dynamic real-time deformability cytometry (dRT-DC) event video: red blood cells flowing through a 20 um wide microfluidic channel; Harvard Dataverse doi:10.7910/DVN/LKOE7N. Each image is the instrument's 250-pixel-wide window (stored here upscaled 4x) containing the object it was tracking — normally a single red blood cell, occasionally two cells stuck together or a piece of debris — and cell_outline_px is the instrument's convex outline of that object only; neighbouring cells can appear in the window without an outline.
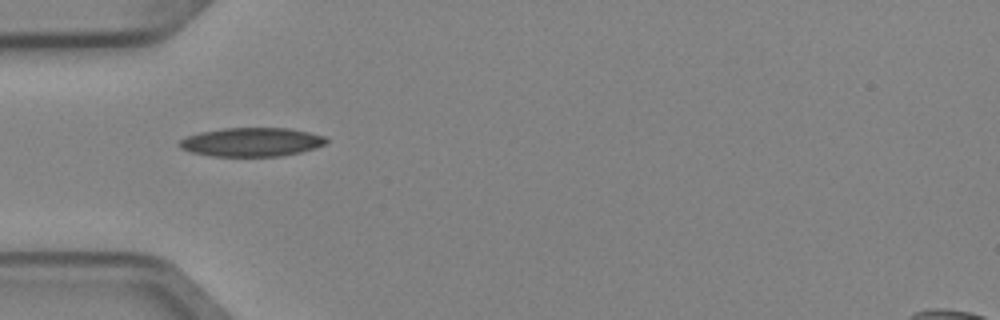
{"species": "Egyptian fruit bat (a non-hibernating species)", "species_latin": "Rousettus aegyptiacus", "temperature_condition": "cold", "stored_images_in_passage": 3, "camera_frame_rate_fps": 3000, "um_per_image_px": 0.085, "animal": {"sex": "female"}, "frame": {"image": 1, "passage_image": 1, "time_ms": 0.0, "image_size_px": [1000, 320], "cell_outline_px": [[328, 144], [316, 148], [300, 152], [280, 156], [212, 156], [192, 152], [180, 148], [176, 144], [180, 140], [188, 136], [200, 132], [224, 128], [288, 128], [308, 132], [324, 136], [328, 140]], "centroid_in_image_um": [21.4, 12.07], "position_along_channel_um": 63.6, "area_um2": 24.68}}
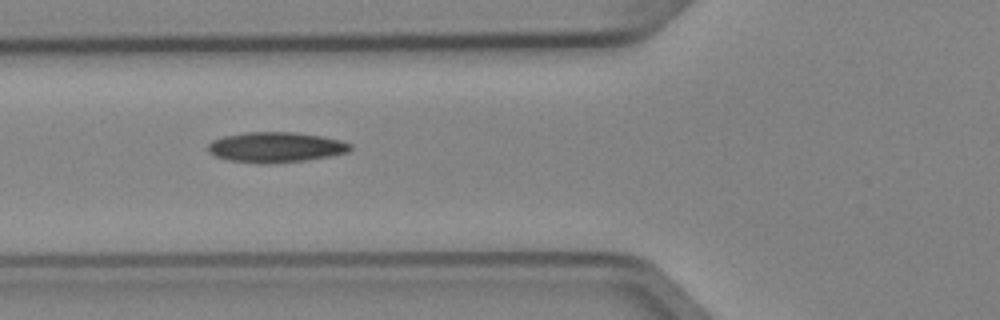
{"frame": {"image": 2, "passage_image": 2, "time_ms": 0.333, "image_size_px": [1000, 320], "cell_outline_px": [[352, 148], [348, 152], [328, 156], [304, 160], [268, 164], [260, 164], [228, 160], [216, 156], [208, 152], [208, 144], [212, 140], [224, 136], [244, 132], [292, 132], [320, 136], [340, 140], [352, 144]], "centroid_in_image_um": [23.41, 12.51], "position_along_channel_um": 102.4, "area_um2": 25.09}}